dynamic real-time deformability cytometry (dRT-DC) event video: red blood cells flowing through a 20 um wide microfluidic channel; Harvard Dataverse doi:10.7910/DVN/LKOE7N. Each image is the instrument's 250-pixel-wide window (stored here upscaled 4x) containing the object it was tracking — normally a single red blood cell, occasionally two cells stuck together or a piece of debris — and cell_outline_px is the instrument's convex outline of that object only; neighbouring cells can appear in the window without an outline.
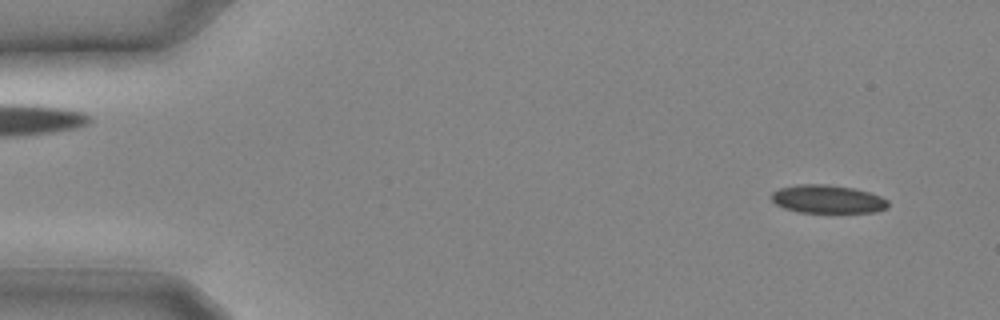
{"species": "common noctule bat (a hibernating species)", "species_latin": "Nyctalus noctula", "temperature_condition": "cold", "stored_images_in_passage": 19, "camera_frame_rate_fps": 3000, "um_per_image_px": 0.085, "animal": {"sex": "male", "body_mass_g": 20.4}, "frame": {"image": 1, "passage_image": 1, "time_ms": 0.0, "image_size_px": [1000, 320], "cell_outline_px": [[888, 208], [876, 212], [796, 212], [784, 208], [776, 204], [772, 200], [772, 192], [780, 188], [796, 184], [828, 184], [852, 188], [868, 192], [880, 196], [888, 200]], "centroid_in_image_um": [70.34, 16.92], "position_along_channel_um": 14.7, "area_um2": 19.19}}
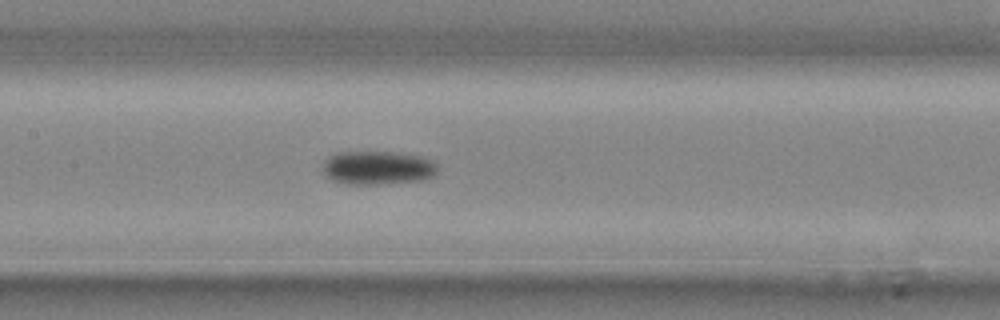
{"frame": {"image": 2, "passage_image": 12, "time_ms": 3.667, "image_size_px": [1000, 320], "cell_outline_px": [[436, 172], [432, 176], [424, 180], [380, 184], [348, 184], [332, 180], [324, 172], [324, 164], [328, 156], [336, 152], [400, 152], [420, 156], [432, 160], [436, 164]], "centroid_in_image_um": [32.12, 14.25], "position_along_channel_um": 175.3, "area_um2": 22.48}}
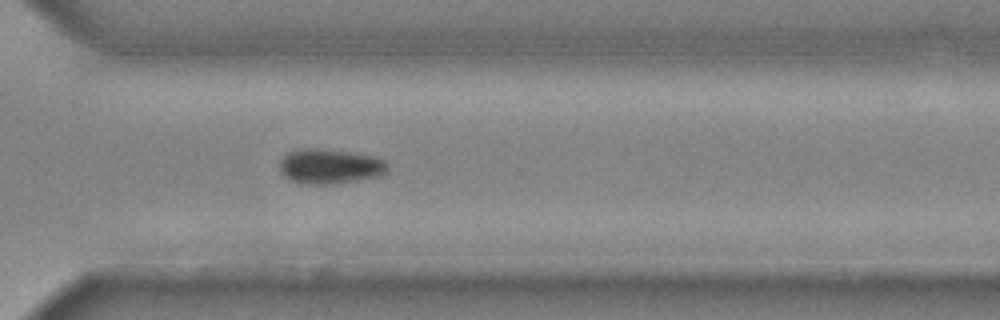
{"frame": {"image": 3, "passage_image": 19, "time_ms": 6.0, "image_size_px": [1000, 320], "cell_outline_px": [[388, 172], [380, 176], [332, 184], [308, 184], [292, 180], [284, 176], [280, 172], [280, 160], [288, 152], [296, 148], [316, 148], [352, 152], [380, 156], [388, 164]], "centroid_in_image_um": [28.08, 14.12], "position_along_channel_um": 342.5, "area_um2": 22.25}}